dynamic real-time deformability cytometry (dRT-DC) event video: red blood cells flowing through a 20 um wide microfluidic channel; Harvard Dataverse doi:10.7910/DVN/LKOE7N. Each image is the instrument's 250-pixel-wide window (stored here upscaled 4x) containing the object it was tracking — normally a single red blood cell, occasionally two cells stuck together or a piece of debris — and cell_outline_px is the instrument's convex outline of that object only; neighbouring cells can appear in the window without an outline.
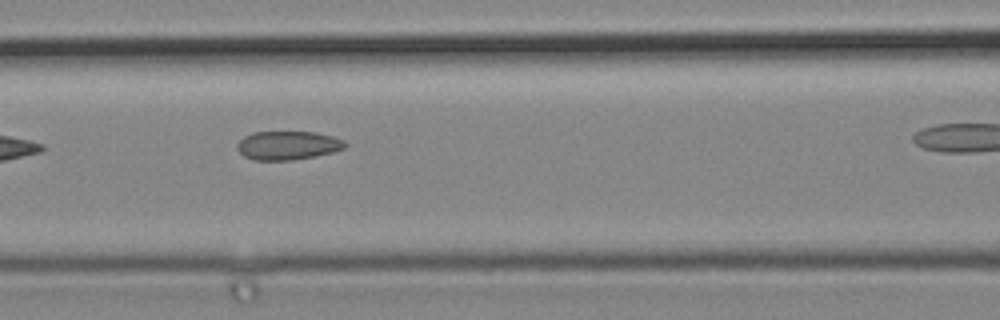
{"species": "common noctule bat (a hibernating species)", "species_latin": "Nyctalus noctula", "temperature_condition": "cold", "stored_images_in_passage": 6, "camera_frame_rate_fps": 3000, "um_per_image_px": 0.085, "animal": {"sex": "male", "body_mass_g": 19.2, "forearm_length_mm": 51.8}, "frame": {"image": 1, "passage_image": 3, "time_ms": 0.667, "image_size_px": [1000, 320], "cell_outline_px": [[348, 144], [344, 148], [332, 152], [316, 156], [292, 160], [256, 160], [244, 156], [236, 148], [236, 144], [244, 136], [252, 132], [316, 132], [332, 136], [344, 140]], "centroid_in_image_um": [24.46, 12.35], "position_along_channel_um": 142.1, "area_um2": 18.09}}
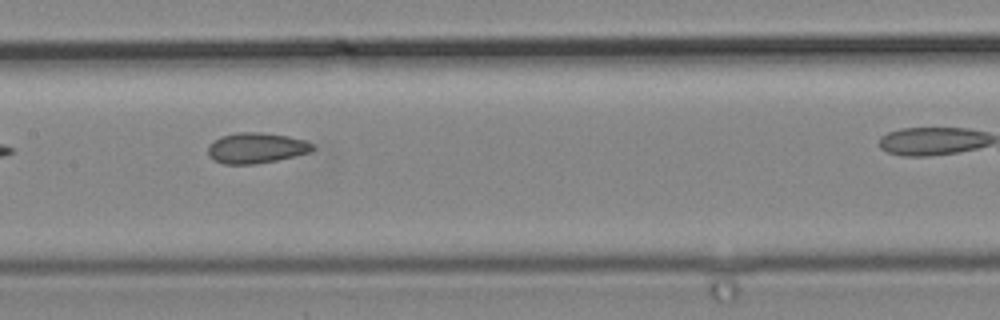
{"frame": {"image": 2, "passage_image": 4, "time_ms": 1.0, "image_size_px": [1000, 320], "cell_outline_px": [[316, 148], [312, 152], [276, 160], [256, 164], [224, 164], [216, 160], [208, 152], [208, 144], [212, 140], [220, 136], [236, 132], [260, 132], [288, 136], [304, 140], [312, 144]], "centroid_in_image_um": [21.78, 12.56], "position_along_channel_um": 185.6, "area_um2": 18.67}}